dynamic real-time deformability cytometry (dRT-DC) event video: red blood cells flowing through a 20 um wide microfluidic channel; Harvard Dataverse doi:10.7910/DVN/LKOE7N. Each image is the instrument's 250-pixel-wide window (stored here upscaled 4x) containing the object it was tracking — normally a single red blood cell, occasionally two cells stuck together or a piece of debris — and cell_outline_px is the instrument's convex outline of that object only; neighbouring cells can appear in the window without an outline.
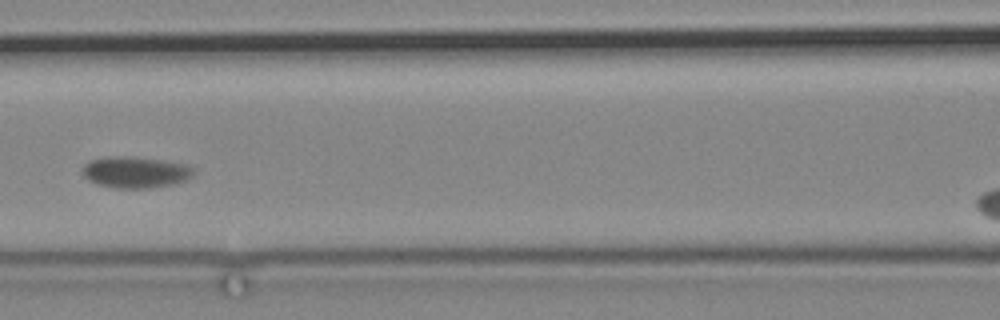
{"species": "common noctule bat (a hibernating species)", "species_latin": "Nyctalus noctula", "temperature_condition": "cold", "stored_images_in_passage": 4, "camera_frame_rate_fps": 3000, "um_per_image_px": 0.085, "animal": {"sex": "male", "body_mass_g": 19.2, "forearm_length_mm": 51.8}, "frame": {"image": 1, "passage_image": 3, "time_ms": 2.667, "image_size_px": [1000, 320], "cell_outline_px": [[196, 172], [192, 176], [184, 180], [172, 184], [148, 188], [116, 188], [96, 184], [88, 180], [80, 172], [80, 168], [88, 160], [108, 156], [136, 156], [188, 164], [196, 168]], "centroid_in_image_um": [11.48, 14.61], "position_along_channel_um": 155.1, "area_um2": 20.81}}
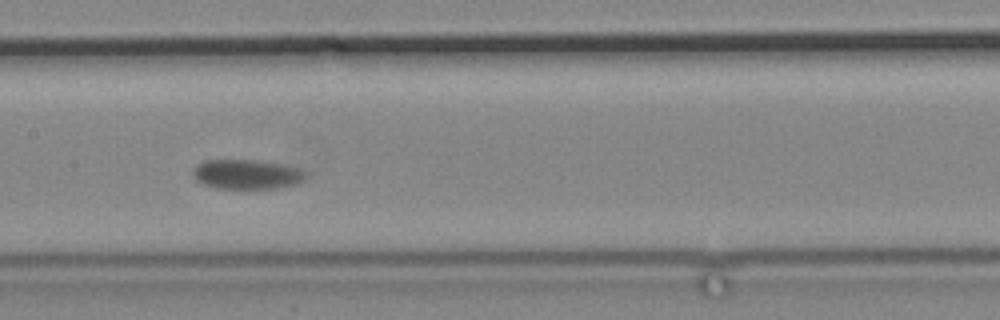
{"frame": {"image": 2, "passage_image": 4, "time_ms": 3.667, "image_size_px": [1000, 320], "cell_outline_px": [[308, 176], [304, 180], [296, 184], [280, 188], [216, 188], [204, 184], [196, 180], [192, 172], [196, 164], [204, 160], [256, 160], [284, 164], [296, 168], [304, 172]], "centroid_in_image_um": [20.98, 14.81], "position_along_channel_um": 186.4, "area_um2": 19.48}}